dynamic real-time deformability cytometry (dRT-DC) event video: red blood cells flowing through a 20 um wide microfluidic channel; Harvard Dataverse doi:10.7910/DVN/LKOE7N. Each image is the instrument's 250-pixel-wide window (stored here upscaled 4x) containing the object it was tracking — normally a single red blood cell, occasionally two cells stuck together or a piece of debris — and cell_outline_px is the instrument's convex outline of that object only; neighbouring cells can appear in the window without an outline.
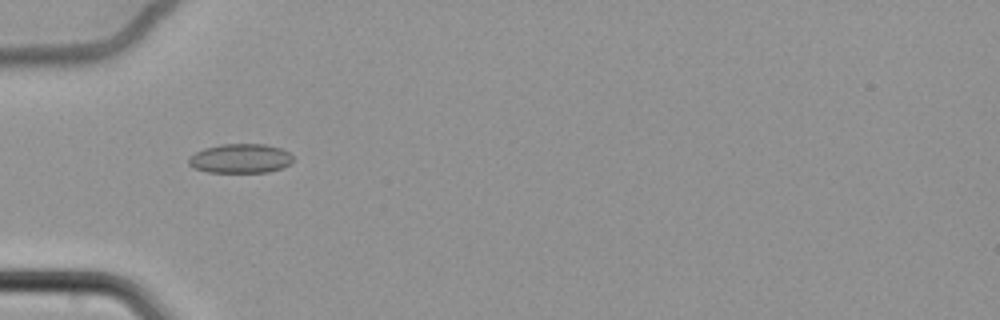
{"species": "common noctule bat (a hibernating species)", "species_latin": "Nyctalus noctula", "temperature_condition": "cold", "stored_images_in_passage": 64, "camera_frame_rate_fps": 3000, "um_per_image_px": 0.085, "animal": {"sex": "female", "body_mass_g": 22.7, "forearm_length_mm": 54.2}, "frame": {"image": 1, "passage_image": 23, "time_ms": 7.333, "image_size_px": [1000, 320], "cell_outline_px": [[292, 160], [284, 168], [268, 172], [208, 172], [192, 168], [188, 164], [188, 156], [204, 148], [220, 144], [264, 144], [280, 148], [288, 152], [292, 156]], "centroid_in_image_um": [20.39, 13.47], "position_along_channel_um": 64.6, "area_um2": 17.92}}
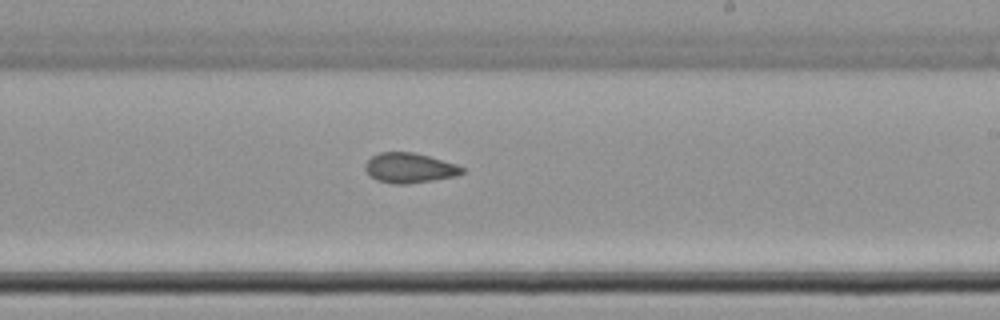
{"frame": {"image": 2, "passage_image": 40, "time_ms": 13.0, "image_size_px": [1000, 320], "cell_outline_px": [[464, 172], [456, 176], [408, 184], [392, 184], [376, 180], [364, 168], [364, 164], [372, 156], [380, 152], [412, 152], [428, 156], [456, 164], [464, 168]], "centroid_in_image_um": [34.79, 14.28], "position_along_channel_um": 254.2, "area_um2": 16.82}}
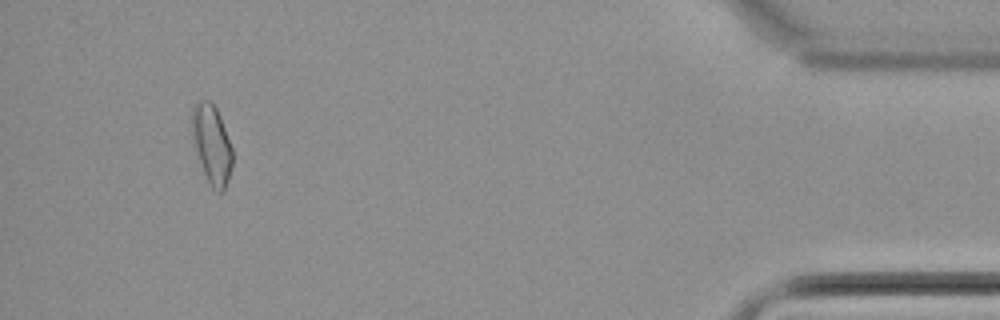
{"frame": {"image": 3, "passage_image": 60, "time_ms": 19.667, "image_size_px": [1000, 320], "cell_outline_px": [[232, 168], [224, 192], [216, 192], [212, 188], [200, 164], [192, 132], [192, 108], [196, 100], [208, 100], [216, 108], [220, 116], [232, 148]], "centroid_in_image_um": [18.01, 12.27], "position_along_channel_um": 417.2, "area_um2": 18.44}}